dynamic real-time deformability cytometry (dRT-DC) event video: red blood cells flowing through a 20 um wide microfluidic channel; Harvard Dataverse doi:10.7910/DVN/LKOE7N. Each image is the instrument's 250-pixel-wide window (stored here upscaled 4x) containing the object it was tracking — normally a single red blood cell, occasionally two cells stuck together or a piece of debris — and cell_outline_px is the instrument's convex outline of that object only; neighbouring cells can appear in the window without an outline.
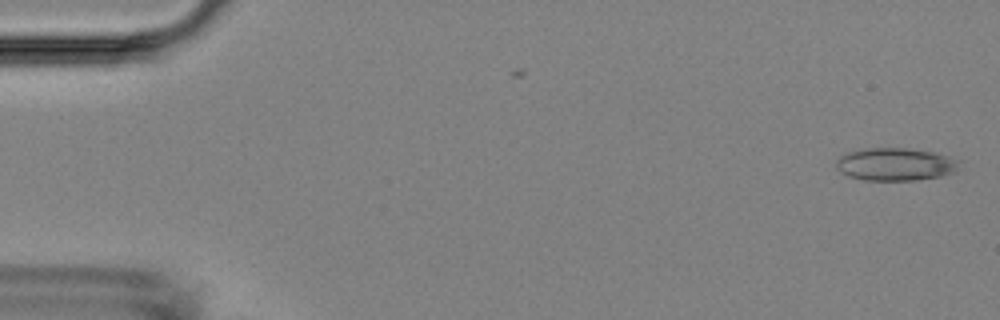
{"species": "Egyptian fruit bat (a non-hibernating species)", "species_latin": "Rousettus aegyptiacus", "temperature_condition": "room temperature", "stored_images_in_passage": 54, "camera_frame_rate_fps": 3000, "um_per_image_px": 0.085, "animal": {"sex": "female"}, "frame": {"image": 1, "passage_image": 1, "time_ms": 0.0, "image_size_px": [1000, 320], "cell_outline_px": [[960, 160], [956, 172], [940, 176], [916, 180], [864, 180], [848, 176], [840, 172], [836, 168], [836, 160], [840, 156], [848, 152], [864, 148], [908, 148], [932, 152], [948, 156]], "centroid_in_image_um": [76.09, 13.96], "position_along_channel_um": 8.9, "area_um2": 23.58}}
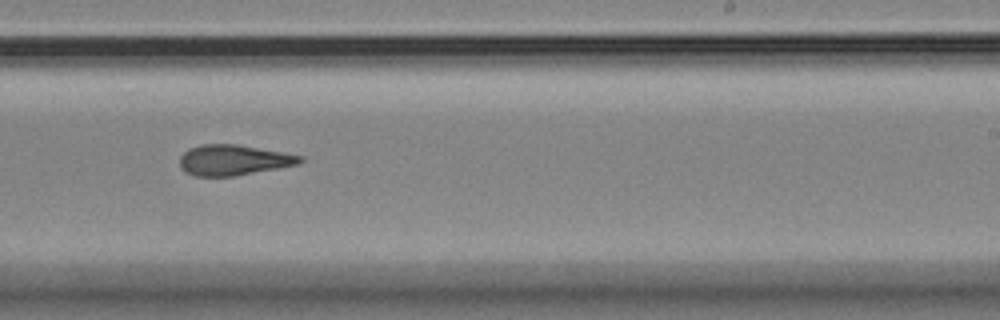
{"frame": {"image": 2, "passage_image": 33, "time_ms": 10.667, "image_size_px": [1000, 320], "cell_outline_px": [[304, 160], [296, 164], [276, 168], [232, 176], [196, 176], [184, 172], [180, 168], [180, 156], [188, 148], [200, 144], [236, 144], [304, 156]], "centroid_in_image_um": [19.78, 13.59], "position_along_channel_um": 269.2, "area_um2": 21.21}}
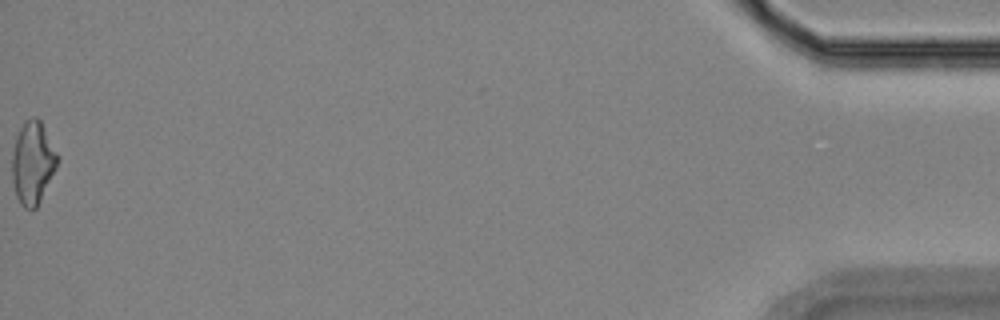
{"frame": {"image": 3, "passage_image": 54, "time_ms": 17.667, "image_size_px": [1000, 320], "cell_outline_px": [[60, 156], [56, 168], [36, 208], [24, 208], [20, 204], [16, 196], [12, 180], [12, 156], [16, 140], [20, 128], [24, 120], [32, 116], [36, 116], [40, 120]], "centroid_in_image_um": [2.79, 13.81], "position_along_channel_um": 432.4, "area_um2": 21.79}, "authors_computed_cell_mechanics": {"area_um2": 21.7906, "velocity_mm_per_s": 3.6878, "shape_relaxation_time_tau1_ms": null, "shape_relaxation_time_tau2_ms": 3.8881, "deformation_change_tau1": null, "deformation_change_tau2": 0.1368}}